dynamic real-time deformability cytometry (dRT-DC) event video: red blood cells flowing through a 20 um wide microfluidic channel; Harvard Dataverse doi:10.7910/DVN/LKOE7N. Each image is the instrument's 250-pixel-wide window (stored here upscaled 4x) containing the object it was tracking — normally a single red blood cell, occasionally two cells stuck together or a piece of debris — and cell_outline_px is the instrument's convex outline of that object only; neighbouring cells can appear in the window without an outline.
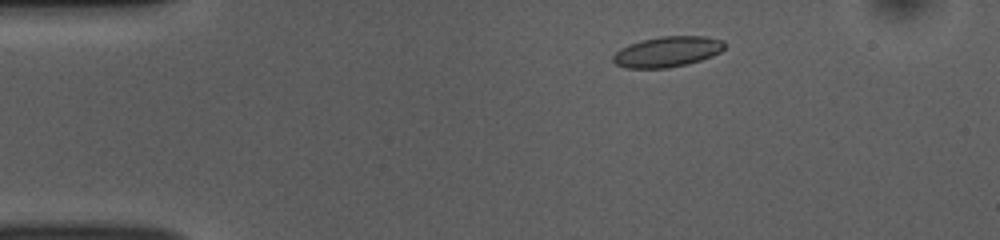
{"species": "common noctule bat (a hibernating species)", "species_latin": "Nyctalus noctula", "temperature_condition": "room temperature", "stored_images_in_passage": 33, "camera_frame_rate_fps": 3000, "um_per_image_px": 0.085, "animal": {"sex": "female", "body_mass_g": 10.0, "forearm_length_mm": 53.1}, "frame": {"image": 1, "passage_image": 5, "time_ms": 1.333, "image_size_px": [1000, 240], "cell_outline_px": [[724, 48], [720, 52], [712, 56], [688, 64], [668, 68], [624, 68], [616, 64], [612, 60], [612, 56], [620, 48], [628, 44], [640, 40], [660, 36], [704, 36], [724, 40]], "centroid_in_image_um": [56.7, 4.39], "position_along_channel_um": 28.3, "area_um2": 20.0}}
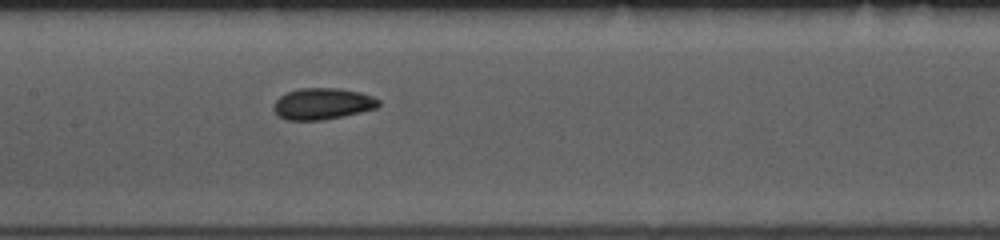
{"frame": {"image": 2, "passage_image": 21, "time_ms": 6.667, "image_size_px": [1000, 240], "cell_outline_px": [[380, 104], [376, 108], [344, 116], [320, 120], [288, 120], [280, 116], [272, 108], [272, 104], [280, 96], [288, 92], [300, 88], [340, 88], [360, 92], [372, 96], [380, 100]], "centroid_in_image_um": [27.42, 8.81], "position_along_channel_um": 180.0, "area_um2": 19.19}}
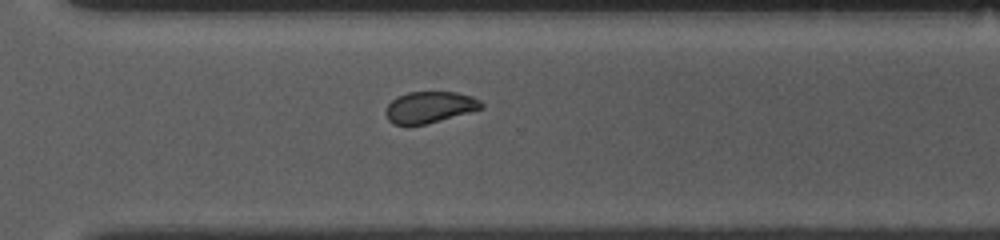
{"frame": {"image": 3, "passage_image": 33, "time_ms": 10.667, "image_size_px": [1000, 240], "cell_outline_px": [[484, 108], [428, 124], [392, 124], [388, 120], [384, 112], [388, 104], [396, 96], [408, 92], [456, 92], [472, 96], [480, 100], [484, 104]], "centroid_in_image_um": [36.52, 9.11], "position_along_channel_um": 334.1, "area_um2": 17.63}}